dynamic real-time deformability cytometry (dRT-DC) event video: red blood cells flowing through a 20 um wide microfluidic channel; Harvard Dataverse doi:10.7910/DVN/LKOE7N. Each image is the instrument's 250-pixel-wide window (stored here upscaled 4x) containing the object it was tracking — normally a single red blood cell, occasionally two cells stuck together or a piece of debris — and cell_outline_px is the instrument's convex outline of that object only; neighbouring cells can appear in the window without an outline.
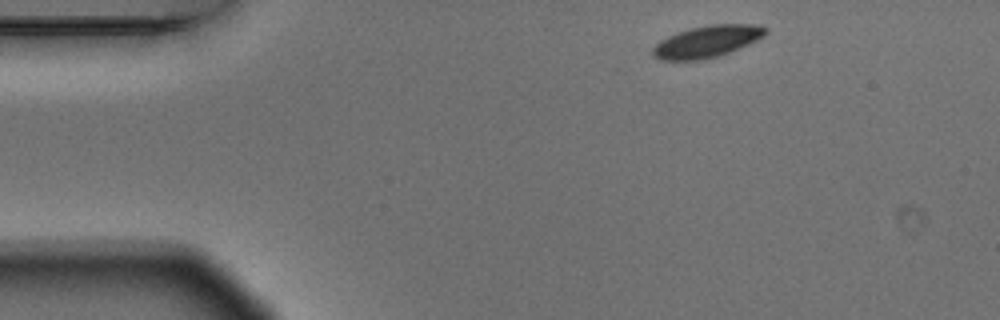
{"species": "Egyptian fruit bat (a non-hibernating species)", "species_latin": "Rousettus aegyptiacus", "temperature_condition": "warm", "stored_images_in_passage": 4, "camera_frame_rate_fps": 3000, "um_per_image_px": 0.085, "animal": {"sex": "male"}, "frame": {"image": 1, "passage_image": 1, "time_ms": 0.0, "image_size_px": [1000, 320], "cell_outline_px": [[768, 32], [764, 36], [740, 48], [716, 56], [700, 60], [660, 60], [652, 56], [652, 48], [660, 40], [668, 36], [692, 28], [712, 24], [752, 24], [768, 28]], "centroid_in_image_um": [60.09, 3.53], "position_along_channel_um": 24.9, "area_um2": 20.69}}
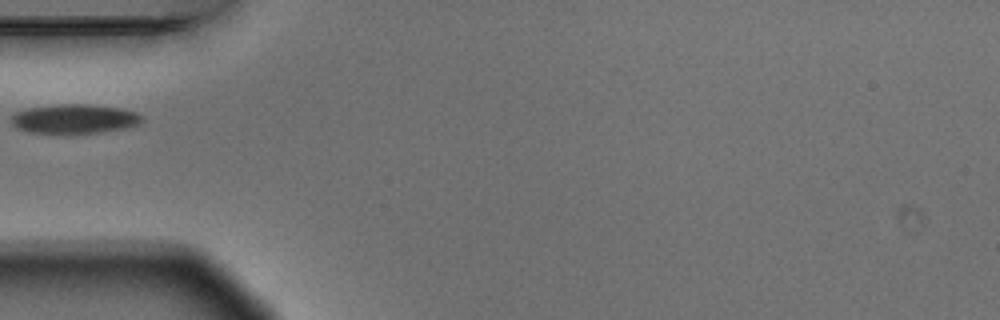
{"frame": {"image": 2, "passage_image": 4, "time_ms": 1.0, "image_size_px": [1000, 320], "cell_outline_px": [[144, 116], [140, 124], [124, 128], [100, 132], [32, 132], [16, 128], [12, 124], [12, 116], [16, 112], [28, 108], [60, 104], [88, 104], [120, 108], [136, 112]], "centroid_in_image_um": [6.36, 10.08], "position_along_channel_um": 78.6, "area_um2": 21.91}}